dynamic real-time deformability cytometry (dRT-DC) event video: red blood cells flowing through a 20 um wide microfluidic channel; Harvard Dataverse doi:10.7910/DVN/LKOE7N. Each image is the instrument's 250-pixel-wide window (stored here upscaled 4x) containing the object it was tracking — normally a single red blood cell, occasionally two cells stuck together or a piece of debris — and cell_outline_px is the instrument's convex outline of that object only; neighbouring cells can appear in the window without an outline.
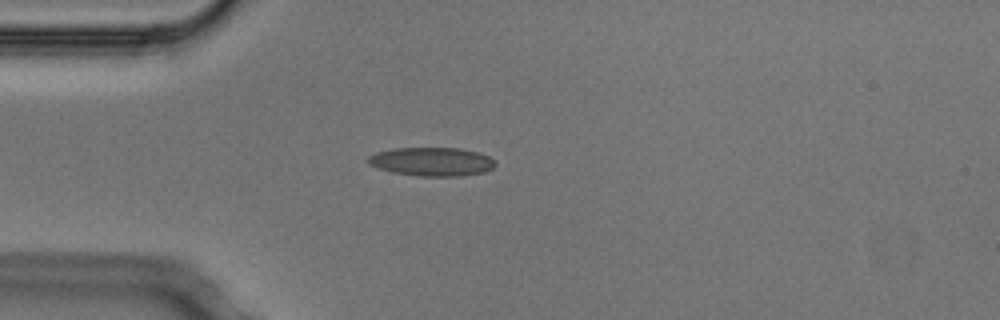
{"species": "Egyptian fruit bat (a non-hibernating species)", "species_latin": "Rousettus aegyptiacus", "temperature_condition": "cold", "stored_images_in_passage": 6, "camera_frame_rate_fps": 3000, "um_per_image_px": 0.085, "animal": {"sex": "male"}, "frame": {"image": 1, "passage_image": 6, "time_ms": 1.667, "image_size_px": [1000, 320], "cell_outline_px": [[496, 164], [492, 168], [484, 172], [456, 176], [420, 176], [392, 172], [368, 164], [368, 156], [376, 152], [392, 148], [460, 148], [476, 152], [488, 156]], "centroid_in_image_um": [36.67, 13.73], "position_along_channel_um": 48.3, "area_um2": 21.04}}